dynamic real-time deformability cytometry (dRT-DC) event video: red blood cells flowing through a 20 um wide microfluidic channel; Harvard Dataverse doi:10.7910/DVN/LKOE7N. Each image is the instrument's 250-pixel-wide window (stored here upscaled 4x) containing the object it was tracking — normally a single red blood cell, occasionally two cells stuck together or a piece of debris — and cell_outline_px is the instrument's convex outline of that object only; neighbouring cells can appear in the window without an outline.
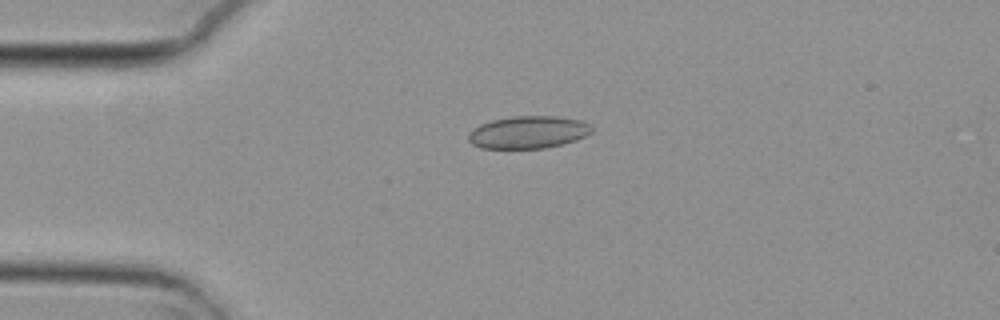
{"species": "common noctule bat (a hibernating species)", "species_latin": "Nyctalus noctula", "temperature_condition": "cold", "stored_images_in_passage": 4, "camera_frame_rate_fps": 3000, "um_per_image_px": 0.085, "animal": {"sex": "female", "body_mass_g": 29.2, "forearm_length_mm": 56.3}, "frame": {"image": 1, "passage_image": 3, "time_ms": 0.667, "image_size_px": [1000, 320], "cell_outline_px": [[592, 132], [576, 140], [544, 148], [480, 148], [472, 144], [468, 140], [468, 132], [480, 124], [492, 120], [512, 116], [552, 116], [580, 120], [592, 124]], "centroid_in_image_um": [44.88, 11.23], "position_along_channel_um": 40.1, "area_um2": 23.29}}